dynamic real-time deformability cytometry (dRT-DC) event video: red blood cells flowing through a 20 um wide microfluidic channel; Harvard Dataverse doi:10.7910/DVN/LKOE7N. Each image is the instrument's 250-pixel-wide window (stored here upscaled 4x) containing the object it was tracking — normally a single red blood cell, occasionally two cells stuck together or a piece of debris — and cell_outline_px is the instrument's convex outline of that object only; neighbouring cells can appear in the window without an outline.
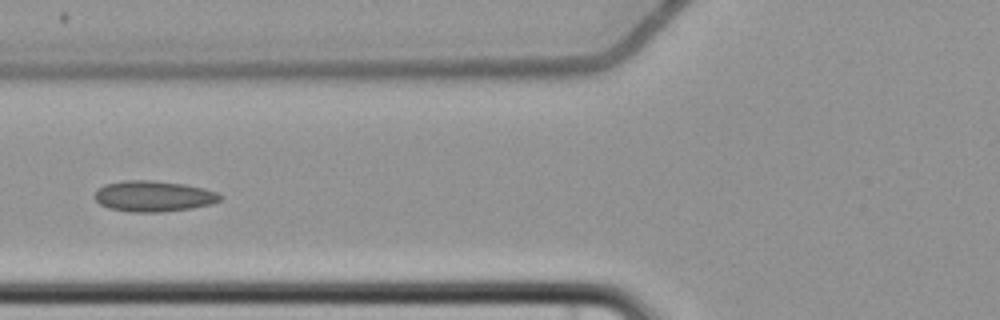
{"species": "common noctule bat (a hibernating species)", "species_latin": "Nyctalus noctula", "temperature_condition": "cold", "stored_images_in_passage": 8, "camera_frame_rate_fps": 3000, "um_per_image_px": 0.085, "animal": {"sex": "female", "body_mass_g": 22.7, "forearm_length_mm": 54.2}, "frame": {"image": 1, "passage_image": 6, "time_ms": 7.0, "image_size_px": [1000, 320], "cell_outline_px": [[224, 196], [220, 200], [212, 204], [192, 208], [164, 212], [128, 212], [108, 208], [100, 204], [96, 200], [96, 192], [104, 184], [124, 180], [152, 180], [184, 184], [204, 188], [216, 192]], "centroid_in_image_um": [13.07, 16.68], "position_along_channel_um": 112.7, "area_um2": 22.66}}
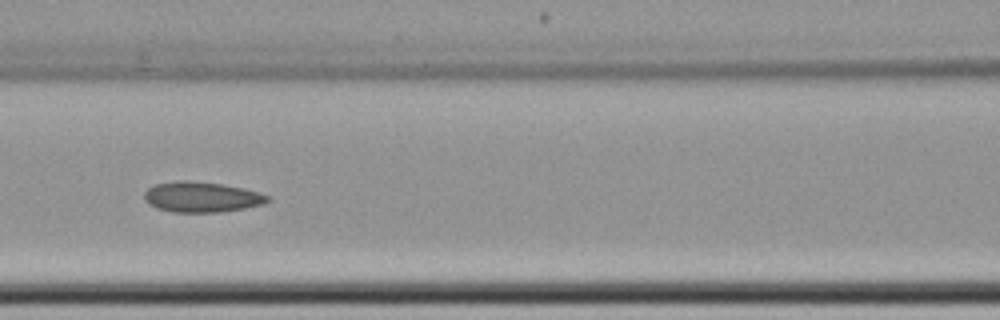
{"frame": {"image": 2, "passage_image": 7, "time_ms": 8.0, "image_size_px": [1000, 320], "cell_outline_px": [[272, 200], [264, 204], [244, 208], [220, 212], [172, 212], [156, 208], [148, 204], [144, 200], [144, 192], [148, 188], [156, 184], [180, 180], [188, 180], [220, 184], [244, 188], [260, 192], [268, 196]], "centroid_in_image_um": [17.14, 16.75], "position_along_channel_um": 149.5, "area_um2": 21.96}}
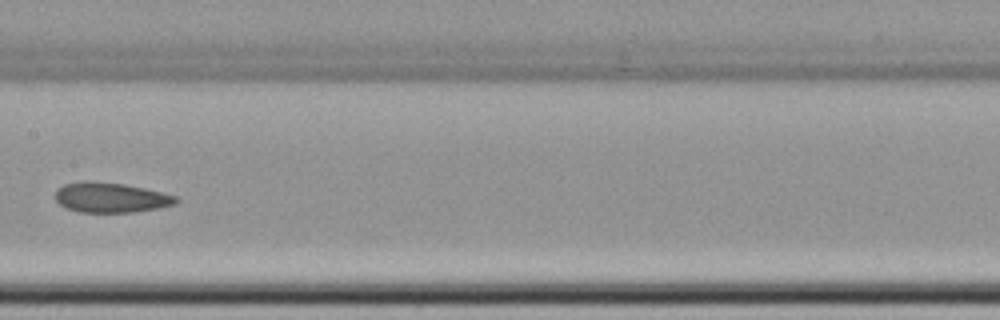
{"frame": {"image": 3, "passage_image": 8, "time_ms": 9.333, "image_size_px": [1000, 320], "cell_outline_px": [[180, 200], [176, 204], [156, 208], [132, 212], [80, 212], [64, 208], [56, 200], [56, 188], [64, 184], [84, 180], [88, 180], [124, 184], [144, 188], [176, 196]], "centroid_in_image_um": [9.38, 16.78], "position_along_channel_um": 198.0, "area_um2": 21.15}}